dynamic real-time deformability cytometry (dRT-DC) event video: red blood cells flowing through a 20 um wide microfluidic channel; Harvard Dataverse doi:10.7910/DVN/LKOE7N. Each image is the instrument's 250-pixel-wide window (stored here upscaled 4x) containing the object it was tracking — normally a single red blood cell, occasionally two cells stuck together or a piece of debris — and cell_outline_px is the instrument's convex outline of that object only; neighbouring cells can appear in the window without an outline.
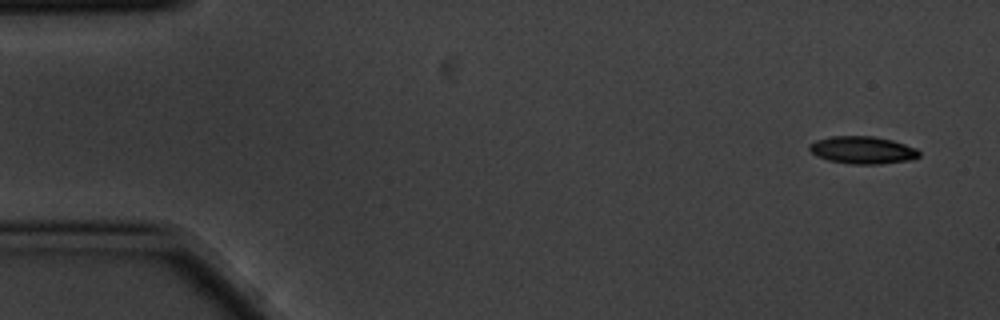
{"species": "common noctule bat (a hibernating species)", "species_latin": "Nyctalus noctula", "temperature_condition": "cold", "stored_images_in_passage": 4, "camera_frame_rate_fps": 3000, "um_per_image_px": 0.085, "animal": {"sex": "male", "body_mass_g": 20.1, "forearm_length_mm": 53.5}, "frame": {"image": 1, "passage_image": 1, "time_ms": 0.0, "image_size_px": [1000, 320], "cell_outline_px": [[920, 156], [912, 160], [880, 164], [848, 164], [828, 160], [816, 156], [808, 148], [808, 144], [816, 140], [832, 136], [872, 136], [892, 140], [916, 148], [920, 152]], "centroid_in_image_um": [73.31, 12.76], "position_along_channel_um": 11.7, "area_um2": 17.69}}